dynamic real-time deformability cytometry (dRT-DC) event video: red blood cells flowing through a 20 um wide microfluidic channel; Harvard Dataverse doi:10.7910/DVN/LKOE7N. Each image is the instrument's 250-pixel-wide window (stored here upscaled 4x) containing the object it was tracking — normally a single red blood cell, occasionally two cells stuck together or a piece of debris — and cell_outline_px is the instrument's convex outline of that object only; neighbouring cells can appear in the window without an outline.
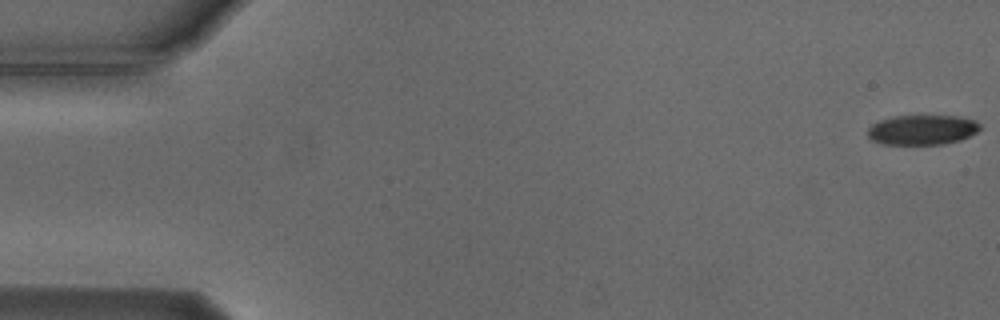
{"species": "Egyptian fruit bat (a non-hibernating species)", "species_latin": "Rousettus aegyptiacus", "temperature_condition": "cold", "stored_images_in_passage": 55, "camera_frame_rate_fps": 3000, "um_per_image_px": 0.085, "animal": {"sex": "male"}, "frame": {"image": 1, "passage_image": 1, "time_ms": 0.0, "image_size_px": [1000, 320], "cell_outline_px": [[980, 128], [976, 132], [960, 140], [944, 144], [884, 144], [872, 140], [868, 136], [868, 128], [872, 124], [880, 120], [892, 116], [956, 116], [976, 120], [980, 124]], "centroid_in_image_um": [78.38, 11.03], "position_along_channel_um": 6.6, "area_um2": 19.48}}
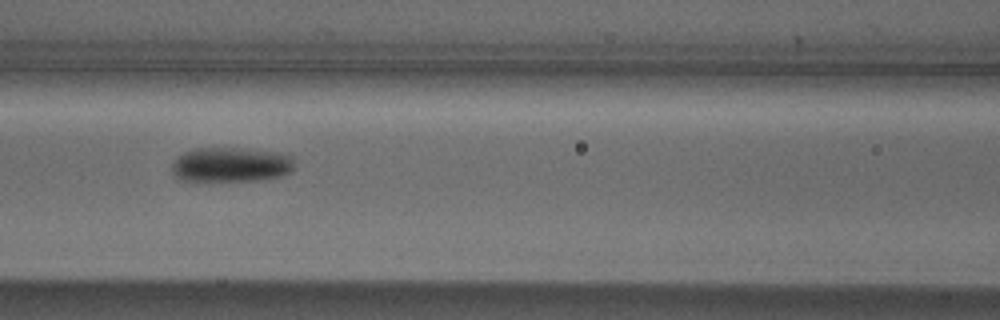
{"frame": {"image": 2, "passage_image": 24, "time_ms": 7.667, "image_size_px": [1000, 320], "cell_outline_px": [[296, 168], [292, 172], [280, 176], [256, 180], [180, 180], [172, 172], [172, 160], [176, 156], [184, 152], [196, 148], [240, 148], [280, 152], [292, 156], [296, 160]], "centroid_in_image_um": [19.67, 13.98], "position_along_channel_um": 146.9, "area_um2": 25.09}}
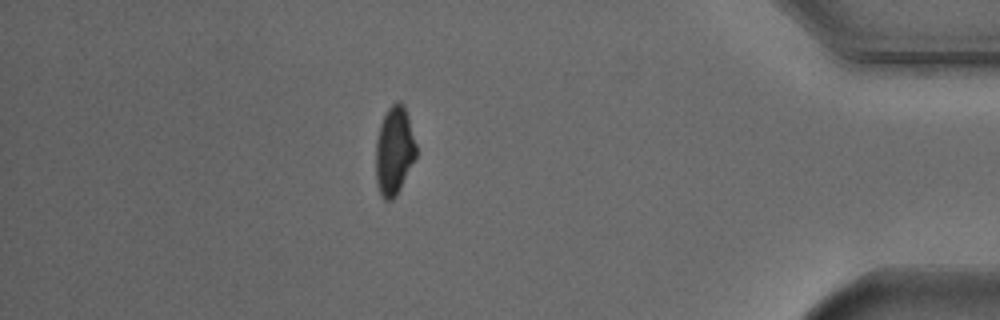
{"frame": {"image": 3, "passage_image": 48, "time_ms": 15.667, "image_size_px": [1000, 320], "cell_outline_px": [[416, 156], [396, 196], [392, 200], [384, 200], [380, 196], [376, 180], [376, 140], [380, 124], [388, 108], [396, 100], [400, 100], [404, 104], [416, 144]], "centroid_in_image_um": [33.5, 12.81], "position_along_channel_um": 401.7, "area_um2": 20.75}, "authors_computed_cell_mechanics": {"area_um2": 22.1952, "velocity_mm_per_s": 3.7437, "shape_relaxation_time_tau1_ms": 3.7253, "shape_relaxation_time_tau2_ms": null, "deformation_change_tau1": 0.1308, "deformation_change_tau2": null}}